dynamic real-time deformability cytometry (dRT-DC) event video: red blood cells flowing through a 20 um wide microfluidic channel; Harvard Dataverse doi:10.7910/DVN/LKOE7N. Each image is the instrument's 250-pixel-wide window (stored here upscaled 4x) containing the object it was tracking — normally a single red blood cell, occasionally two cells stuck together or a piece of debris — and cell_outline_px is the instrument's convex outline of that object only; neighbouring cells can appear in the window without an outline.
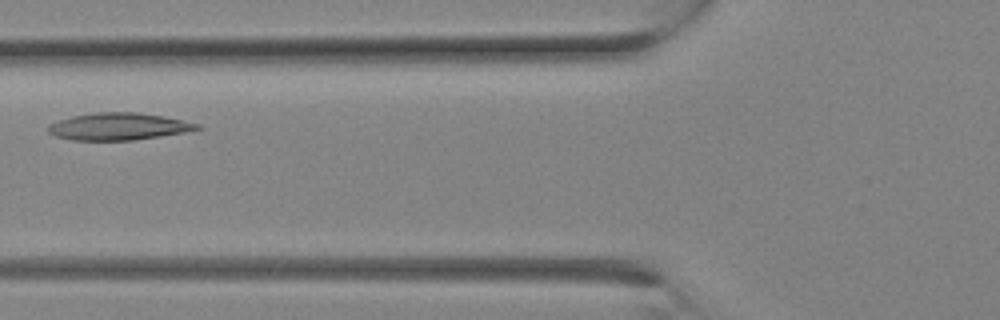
{"species": "Egyptian fruit bat (a non-hibernating species)", "species_latin": "Rousettus aegyptiacus", "temperature_condition": "room temperature", "stored_images_in_passage": 7, "camera_frame_rate_fps": 3000, "um_per_image_px": 0.085, "animal": {"sex": "female"}, "frame": {"image": 1, "passage_image": 6, "time_ms": 1.667, "image_size_px": [1000, 320], "cell_outline_px": [[204, 128], [184, 132], [160, 136], [132, 140], [72, 140], [56, 136], [48, 132], [48, 124], [72, 116], [96, 112], [136, 112], [164, 116], [200, 124]], "centroid_in_image_um": [10.08, 10.75], "position_along_channel_um": 115.7, "area_um2": 23.47}}